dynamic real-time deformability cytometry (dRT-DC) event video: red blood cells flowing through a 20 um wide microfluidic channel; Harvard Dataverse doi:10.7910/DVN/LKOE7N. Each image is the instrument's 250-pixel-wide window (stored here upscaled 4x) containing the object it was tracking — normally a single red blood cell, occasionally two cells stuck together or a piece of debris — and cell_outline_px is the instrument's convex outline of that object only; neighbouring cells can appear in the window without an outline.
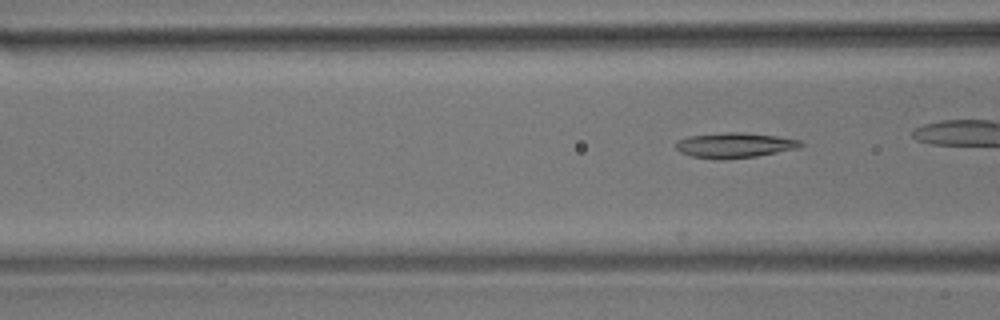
{"species": "common noctule bat (a hibernating species)", "species_latin": "Nyctalus noctula", "temperature_condition": "room temperature", "stored_images_in_passage": 14, "camera_frame_rate_fps": 3000, "um_per_image_px": 0.085, "animal": {"sex": "male", "body_mass_g": 17.9}, "frame": {"image": 1, "passage_image": 8, "time_ms": 2.333, "image_size_px": [1000, 320], "cell_outline_px": [[804, 144], [800, 148], [756, 156], [724, 160], [716, 160], [692, 156], [680, 152], [676, 148], [676, 144], [680, 140], [688, 136], [728, 132], [740, 132], [776, 136], [800, 140]], "centroid_in_image_um": [62.46, 12.36], "position_along_channel_um": 104.1, "area_um2": 18.26}}